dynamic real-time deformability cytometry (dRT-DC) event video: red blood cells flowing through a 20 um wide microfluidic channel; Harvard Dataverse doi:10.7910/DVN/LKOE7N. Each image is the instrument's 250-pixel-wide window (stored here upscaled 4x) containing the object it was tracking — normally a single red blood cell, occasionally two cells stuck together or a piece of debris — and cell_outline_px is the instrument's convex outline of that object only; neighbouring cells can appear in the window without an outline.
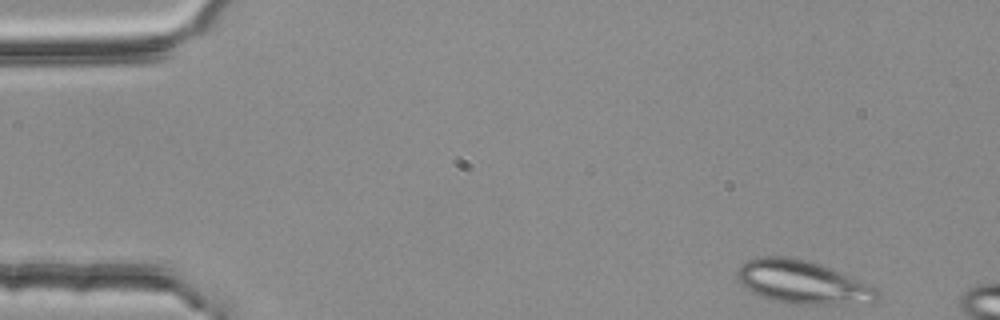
{"species": "common noctule bat (a hibernating species)", "species_latin": "Nyctalus noctula", "temperature_condition": "room temperature", "stored_images_in_passage": 3, "camera_frame_rate_fps": 3000, "um_per_image_px": 0.085, "animal": {"sex": "female", "body_mass_g": 25.1}, "frame": {"image": 1, "passage_image": 1, "time_ms": 0.0, "image_size_px": [1000, 320], "cell_outline_px": [[880, 300], [872, 304], [788, 304], [772, 300], [752, 292], [740, 284], [736, 280], [736, 272], [748, 260], [756, 256], [792, 256], [820, 264], [876, 288], [880, 292]], "centroid_in_image_um": [68.23, 24.0], "position_along_channel_um": 16.8, "area_um2": 35.55}}